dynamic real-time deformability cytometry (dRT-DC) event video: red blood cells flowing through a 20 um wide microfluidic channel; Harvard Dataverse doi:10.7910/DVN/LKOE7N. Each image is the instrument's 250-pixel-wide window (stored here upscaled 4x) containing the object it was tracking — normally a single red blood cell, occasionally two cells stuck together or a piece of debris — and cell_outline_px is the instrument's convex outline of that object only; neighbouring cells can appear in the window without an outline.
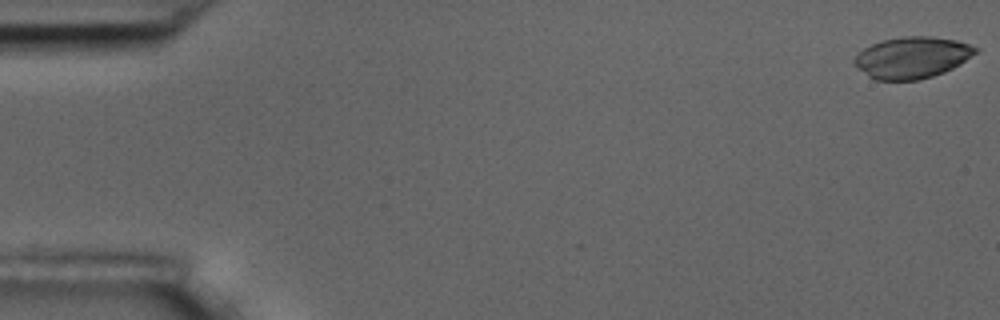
{"species": "common noctule bat (a hibernating species)", "species_latin": "Nyctalus noctula", "temperature_condition": "room temperature", "stored_images_in_passage": 6, "segment_of_instrument_passage": [1, 2], "camera_frame_rate_fps": 3000, "um_per_image_px": 0.085, "animal": {"sex": "male", "body_mass_g": 17.5, "forearm_length_mm": 52.3}, "frame": {"image": 1, "passage_image": 1, "time_ms": 0.0, "image_size_px": [1000, 320], "cell_outline_px": [[980, 48], [976, 52], [960, 64], [944, 72], [920, 80], [876, 80], [868, 76], [852, 60], [864, 48], [872, 44], [884, 40], [904, 36], [928, 36], [956, 40]], "centroid_in_image_um": [77.54, 4.89], "position_along_channel_um": 7.5, "area_um2": 28.96}}